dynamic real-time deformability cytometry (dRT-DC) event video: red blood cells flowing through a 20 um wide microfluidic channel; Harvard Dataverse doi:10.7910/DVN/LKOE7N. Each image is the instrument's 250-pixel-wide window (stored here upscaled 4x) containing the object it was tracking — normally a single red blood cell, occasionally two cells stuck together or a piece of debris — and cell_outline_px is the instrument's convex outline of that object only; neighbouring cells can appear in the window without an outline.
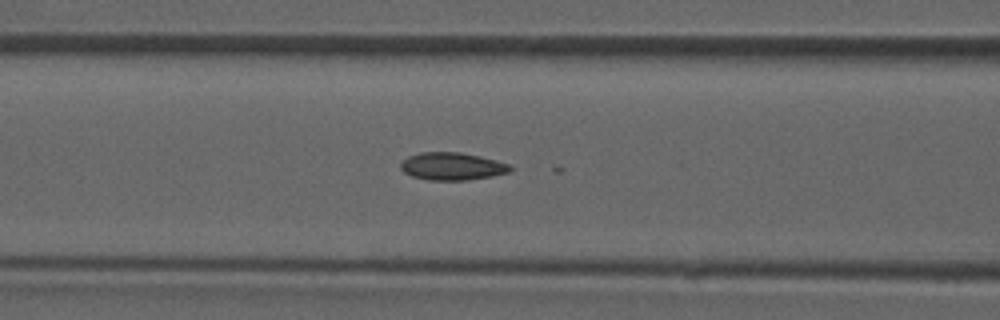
{"species": "common noctule bat (a hibernating species)", "species_latin": "Nyctalus noctula", "temperature_condition": "room temperature", "stored_images_in_passage": 46, "camera_frame_rate_fps": 3000, "um_per_image_px": 0.085, "animal": {"sex": "male", "forearm_length_mm": 52.5}, "frame": {"image": 1, "passage_image": 18, "time_ms": 5.667, "image_size_px": [1000, 320], "cell_outline_px": [[512, 168], [508, 172], [492, 176], [464, 180], [428, 180], [412, 176], [404, 172], [400, 168], [400, 164], [408, 156], [420, 152], [460, 152], [480, 156], [512, 164]], "centroid_in_image_um": [38.43, 14.13], "position_along_channel_um": 128.2, "area_um2": 17.63}}